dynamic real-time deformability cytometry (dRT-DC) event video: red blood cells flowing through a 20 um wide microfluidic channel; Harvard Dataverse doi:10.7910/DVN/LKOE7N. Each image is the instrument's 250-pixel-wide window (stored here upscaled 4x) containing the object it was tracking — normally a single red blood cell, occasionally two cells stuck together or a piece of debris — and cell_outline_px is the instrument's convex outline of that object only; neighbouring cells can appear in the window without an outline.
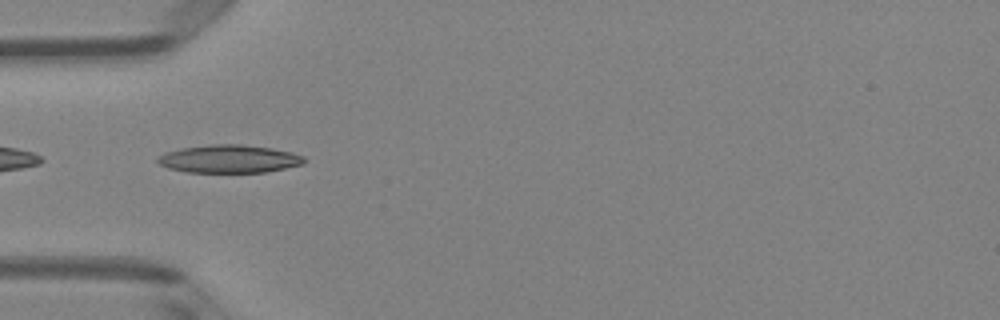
{"species": "Egyptian fruit bat (a non-hibernating species)", "species_latin": "Rousettus aegyptiacus", "temperature_condition": "room temperature", "stored_images_in_passage": 50, "camera_frame_rate_fps": 3000, "um_per_image_px": 0.085, "animal": {"sex": "female"}, "frame": {"image": 1, "passage_image": 16, "time_ms": 5.0, "image_size_px": [1000, 320], "cell_outline_px": [[304, 164], [264, 172], [188, 172], [168, 168], [160, 164], [156, 160], [156, 156], [164, 152], [180, 148], [208, 144], [240, 144], [272, 148], [292, 152], [304, 156]], "centroid_in_image_um": [19.44, 13.49], "position_along_channel_um": 65.6, "area_um2": 23.99}}
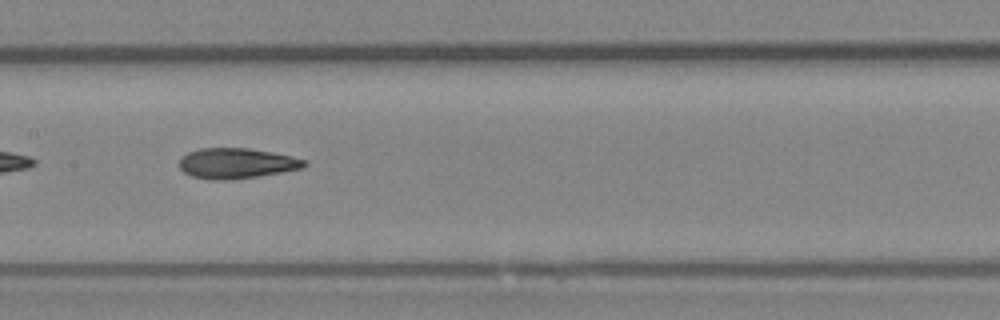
{"frame": {"image": 2, "passage_image": 25, "time_ms": 8.0, "image_size_px": [1000, 320], "cell_outline_px": [[308, 164], [304, 168], [232, 180], [212, 180], [192, 176], [184, 172], [180, 168], [180, 156], [188, 152], [200, 148], [248, 148], [272, 152], [304, 160]], "centroid_in_image_um": [20.06, 13.88], "position_along_channel_um": 187.3, "area_um2": 22.02}}
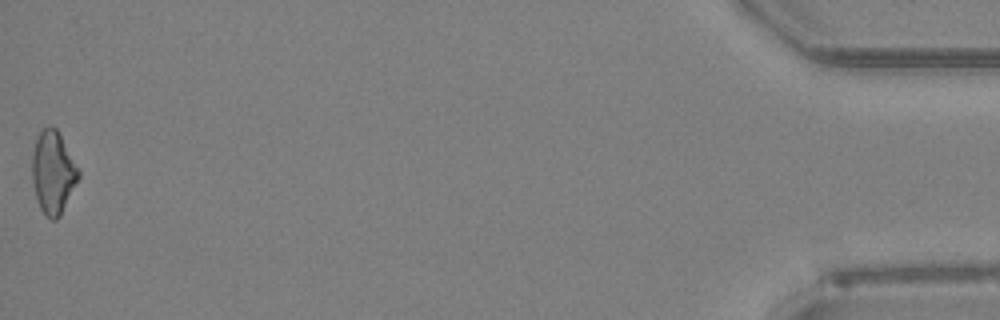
{"frame": {"image": 3, "passage_image": 50, "time_ms": 16.333, "image_size_px": [1000, 320], "cell_outline_px": [[80, 176], [60, 216], [56, 220], [52, 220], [40, 208], [36, 200], [32, 180], [32, 156], [36, 136], [44, 128], [52, 124], [56, 128], [80, 168]], "centroid_in_image_um": [4.51, 14.63], "position_along_channel_um": 430.7, "area_um2": 22.48}, "authors_computed_cell_mechanics": {"area_um2": 22.253, "velocity_mm_per_s": 4.0798, "shape_relaxation_time_tau1_ms": 10.3522, "shape_relaxation_time_tau2_ms": 2.5635, "deformation_change_tau1": 0.2518, "deformation_change_tau2": 0.1076}}